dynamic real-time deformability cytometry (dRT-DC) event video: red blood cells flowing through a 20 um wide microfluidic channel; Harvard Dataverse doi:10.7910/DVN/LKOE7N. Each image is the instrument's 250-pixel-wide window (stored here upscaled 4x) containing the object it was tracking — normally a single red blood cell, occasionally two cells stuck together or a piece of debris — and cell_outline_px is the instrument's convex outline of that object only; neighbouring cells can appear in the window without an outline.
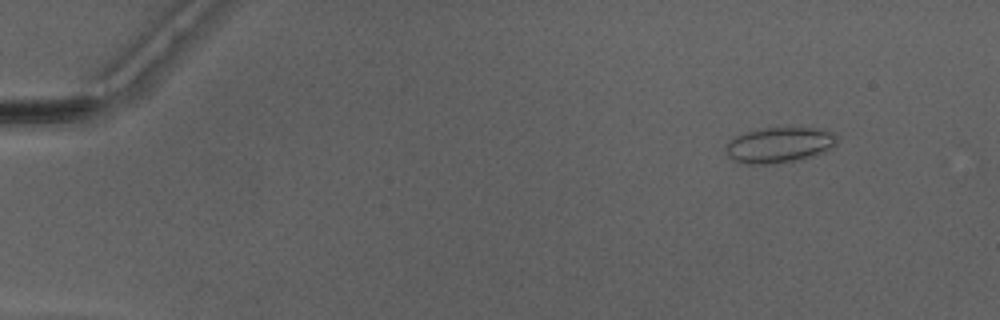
{"species": "Egyptian fruit bat (a non-hibernating species)", "species_latin": "Rousettus aegyptiacus", "temperature_condition": "warm", "stored_images_in_passage": 50, "camera_frame_rate_fps": 3000, "um_per_image_px": 0.085, "animal": {"sex": "male"}, "frame": {"image": 1, "passage_image": 6, "time_ms": 1.667, "image_size_px": [1000, 320], "cell_outline_px": [[836, 140], [824, 152], [800, 160], [772, 164], [736, 164], [728, 156], [728, 140], [736, 136], [748, 132], [764, 128], [820, 128], [836, 132]], "centroid_in_image_um": [66.22, 12.34], "position_along_channel_um": 18.8, "area_um2": 22.95}}
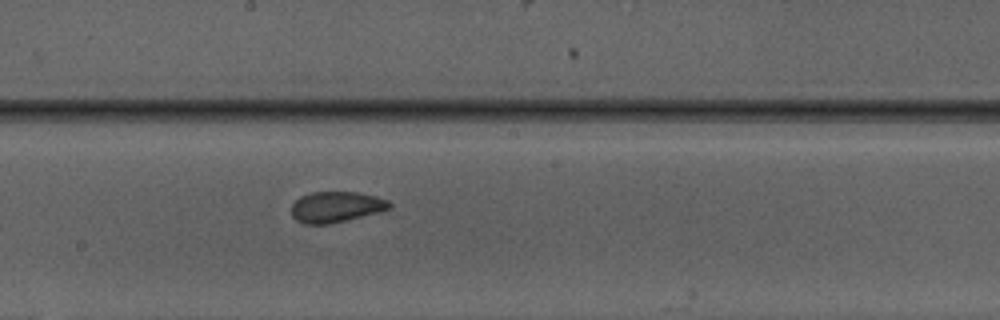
{"frame": {"image": 2, "passage_image": 29, "time_ms": 9.333, "image_size_px": [1000, 320], "cell_outline_px": [[392, 204], [388, 208], [376, 212], [328, 224], [304, 224], [296, 220], [292, 216], [292, 204], [300, 196], [312, 192], [356, 192], [388, 200]], "centroid_in_image_um": [28.49, 17.58], "position_along_channel_um": 219.7, "area_um2": 17.17}}
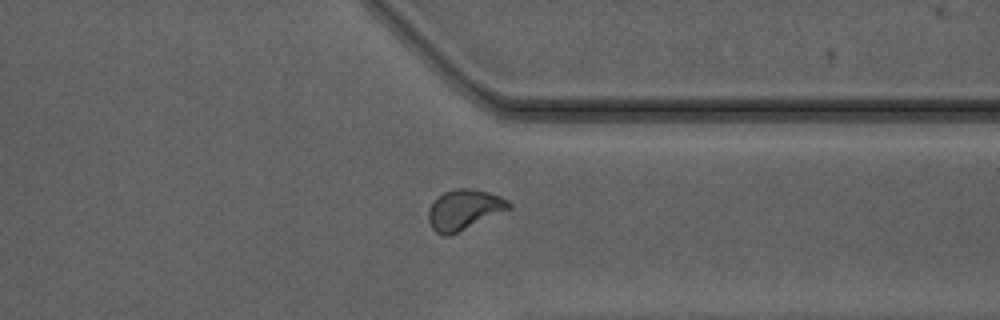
{"frame": {"image": 3, "passage_image": 40, "time_ms": 13.0, "image_size_px": [1000, 320], "cell_outline_px": [[512, 208], [448, 236], [444, 236], [436, 232], [432, 228], [428, 220], [428, 208], [444, 192], [456, 188], [472, 188], [488, 192], [500, 196], [508, 200], [512, 204]], "centroid_in_image_um": [39.46, 17.81], "position_along_channel_um": 371.9, "area_um2": 18.73}, "authors_computed_cell_mechanics": {"area_um2": 18.6405, "velocity_mm_per_s": 4.1651, "shape_relaxation_time_tau1_ms": 4.4312, "shape_relaxation_time_tau2_ms": 1.0976, "deformation_change_tau1": 0.1055, "deformation_change_tau2": 0.0518}}